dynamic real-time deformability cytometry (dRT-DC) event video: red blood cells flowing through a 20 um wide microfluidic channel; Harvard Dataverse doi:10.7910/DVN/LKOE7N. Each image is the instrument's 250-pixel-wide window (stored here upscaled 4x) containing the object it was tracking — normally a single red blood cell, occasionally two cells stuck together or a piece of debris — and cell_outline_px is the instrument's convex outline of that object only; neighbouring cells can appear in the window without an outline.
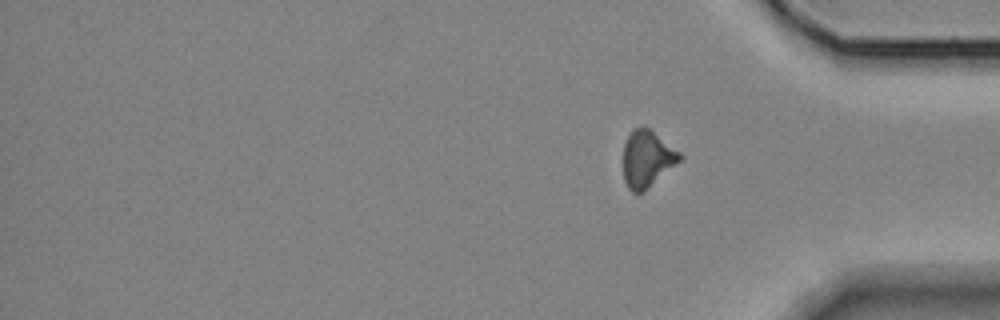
{"species": "Egyptian fruit bat (a non-hibernating species)", "species_latin": "Rousettus aegyptiacus", "temperature_condition": "room temperature", "stored_images_in_passage": 15, "segment_of_instrument_passage": [2, 2], "camera_frame_rate_fps": 3000, "um_per_image_px": 0.085, "animal": {"sex": "female"}, "frame": {"image": 1, "passage_image": 15, "time_ms": 16.0, "image_size_px": [1000, 320], "cell_outline_px": [[684, 156], [680, 160], [644, 192], [632, 192], [628, 188], [624, 180], [624, 144], [632, 128], [648, 128], [680, 152]], "centroid_in_image_um": [54.99, 13.51], "position_along_channel_um": 380.2, "area_um2": 18.32}}